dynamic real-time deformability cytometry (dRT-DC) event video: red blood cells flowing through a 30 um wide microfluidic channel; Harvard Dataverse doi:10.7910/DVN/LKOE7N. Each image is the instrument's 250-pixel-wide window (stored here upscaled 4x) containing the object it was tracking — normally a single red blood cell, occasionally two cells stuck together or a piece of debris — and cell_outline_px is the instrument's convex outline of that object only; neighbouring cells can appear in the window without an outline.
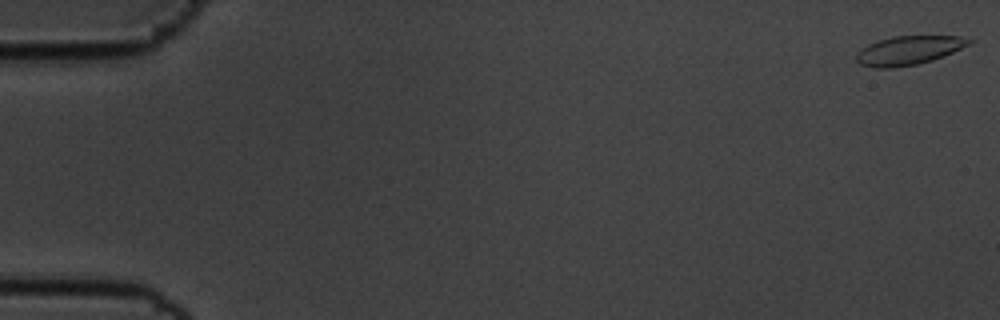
{"species": "common noctule bat (a hibernating species)", "species_latin": "Nyctalus noctula", "temperature_condition": "cold", "stored_images_in_passage": 57, "camera_frame_rate_fps": 3000, "um_per_image_px": 0.085, "animal": {"sex": "male", "body_mass_g": 19.5, "forearm_length_mm": 54.6}, "frame": {"image": 1, "passage_image": 1, "time_ms": 0.0, "image_size_px": [1000, 320], "cell_outline_px": [[972, 44], [944, 56], [932, 60], [916, 64], [892, 68], [872, 68], [860, 64], [856, 60], [856, 52], [868, 44], [892, 36], [960, 36], [972, 40]], "centroid_in_image_um": [77.23, 4.28], "position_along_channel_um": 7.8, "area_um2": 19.02}}
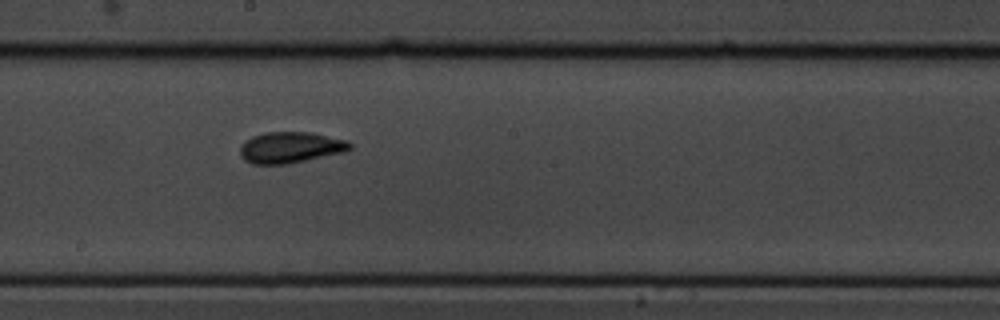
{"frame": {"image": 2, "passage_image": 32, "time_ms": 10.333, "image_size_px": [1000, 320], "cell_outline_px": [[352, 148], [344, 152], [288, 164], [252, 164], [244, 160], [240, 156], [240, 148], [252, 136], [264, 132], [312, 132], [348, 140], [352, 144]], "centroid_in_image_um": [24.72, 12.53], "position_along_channel_um": 223.5, "area_um2": 20.0}}
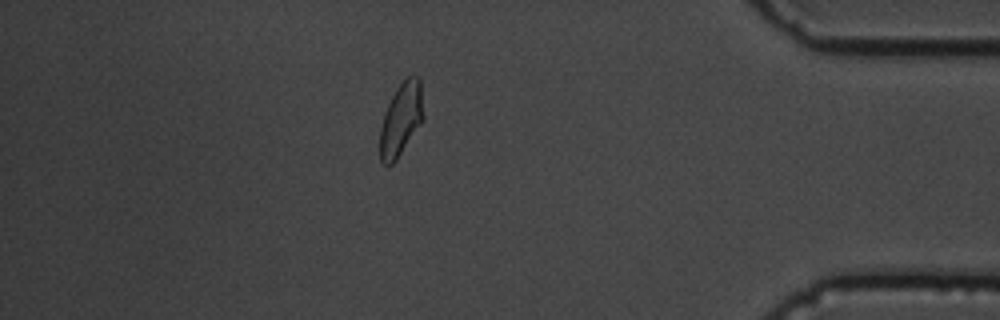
{"frame": {"image": 3, "passage_image": 50, "time_ms": 16.333, "image_size_px": [1000, 320], "cell_outline_px": [[424, 120], [396, 160], [388, 168], [380, 160], [380, 128], [384, 112], [396, 88], [408, 76], [420, 76], [424, 116]], "centroid_in_image_um": [34.1, 10.15], "position_along_channel_um": 401.1, "area_um2": 18.67}, "authors_computed_cell_mechanics": {"area_um2": 18.9584, "velocity_mm_per_s": 3.5567, "shape_relaxation_time_tau1_ms": 3.5103, "shape_relaxation_time_tau2_ms": 1.8671, "deformation_change_tau1": 0.1263, "deformation_change_tau2": 0.0691}}